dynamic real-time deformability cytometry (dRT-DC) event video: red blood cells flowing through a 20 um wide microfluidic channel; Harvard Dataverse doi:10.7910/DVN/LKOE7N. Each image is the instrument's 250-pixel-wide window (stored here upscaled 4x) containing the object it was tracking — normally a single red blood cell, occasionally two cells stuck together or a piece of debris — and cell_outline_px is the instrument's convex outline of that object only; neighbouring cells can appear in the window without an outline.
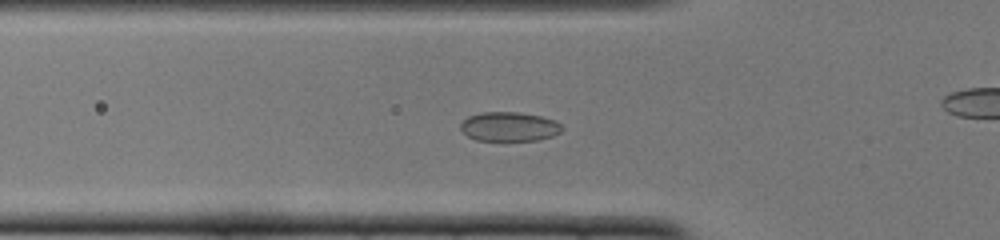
{"species": "common noctule bat (a hibernating species)", "species_latin": "Nyctalus noctula", "temperature_condition": "cold", "stored_images_in_passage": 47, "camera_frame_rate_fps": 3000, "um_per_image_px": 0.085, "animal": {"sex": "female", "body_mass_g": 22.0, "forearm_length_mm": 56.7}, "frame": {"image": 1, "passage_image": 17, "time_ms": 5.333, "image_size_px": [1000, 240], "cell_outline_px": [[564, 128], [560, 132], [552, 136], [540, 140], [476, 140], [468, 136], [460, 128], [460, 124], [468, 116], [484, 112], [520, 112], [540, 116], [556, 120]], "centroid_in_image_um": [43.31, 10.76], "position_along_channel_um": 82.5, "area_um2": 17.28}}
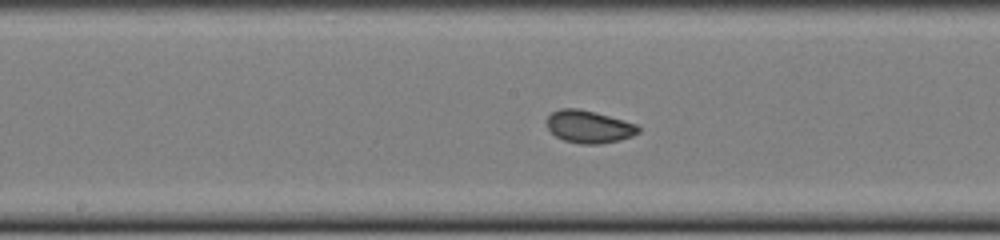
{"frame": {"image": 2, "passage_image": 26, "time_ms": 8.333, "image_size_px": [1000, 240], "cell_outline_px": [[640, 132], [632, 136], [620, 140], [600, 144], [580, 144], [564, 140], [556, 136], [548, 128], [544, 120], [552, 112], [560, 108], [576, 108], [624, 120], [636, 124], [640, 128]], "centroid_in_image_um": [50.04, 10.78], "position_along_channel_um": 198.2, "area_um2": 17.34}}
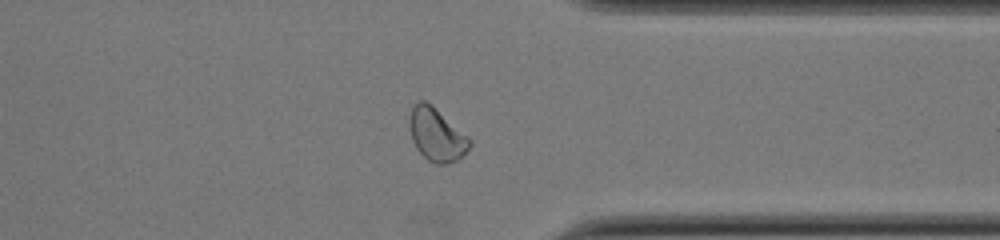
{"frame": {"image": 3, "passage_image": 40, "time_ms": 13.0, "image_size_px": [1000, 240], "cell_outline_px": [[472, 144], [456, 160], [448, 164], [436, 164], [428, 160], [416, 148], [412, 140], [408, 124], [408, 116], [412, 108], [420, 100], [424, 100], [468, 136], [472, 140]], "centroid_in_image_um": [37.08, 11.47], "position_along_channel_um": 374.3, "area_um2": 18.21}}